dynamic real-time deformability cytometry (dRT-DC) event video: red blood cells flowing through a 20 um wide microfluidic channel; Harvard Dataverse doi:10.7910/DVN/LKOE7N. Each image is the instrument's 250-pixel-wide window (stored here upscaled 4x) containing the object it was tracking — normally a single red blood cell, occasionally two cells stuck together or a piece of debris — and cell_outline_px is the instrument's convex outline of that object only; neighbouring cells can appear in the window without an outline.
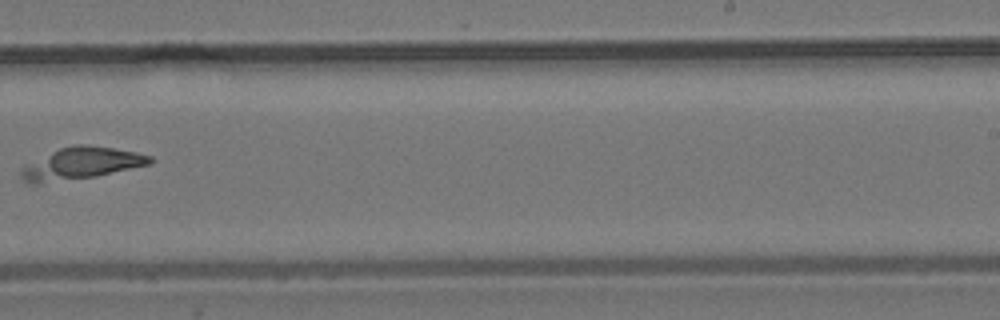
{"species": "common noctule bat (a hibernating species)", "species_latin": "Nyctalus noctula", "temperature_condition": "room temperature", "stored_images_in_passage": 10, "camera_frame_rate_fps": 3000, "um_per_image_px": 0.085, "animal": {"sex": "male", "body_mass_g": 19.2, "forearm_length_mm": 51.8}, "frame": {"image": 1, "passage_image": 10, "time_ms": 11.333, "image_size_px": [1000, 320], "cell_outline_px": [[152, 164], [96, 176], [36, 184], [28, 184], [20, 176], [20, 168], [60, 148], [76, 144], [84, 144], [112, 148], [136, 152], [152, 156]], "centroid_in_image_um": [6.91, 13.9], "position_along_channel_um": 282.1, "area_um2": 23.64}}